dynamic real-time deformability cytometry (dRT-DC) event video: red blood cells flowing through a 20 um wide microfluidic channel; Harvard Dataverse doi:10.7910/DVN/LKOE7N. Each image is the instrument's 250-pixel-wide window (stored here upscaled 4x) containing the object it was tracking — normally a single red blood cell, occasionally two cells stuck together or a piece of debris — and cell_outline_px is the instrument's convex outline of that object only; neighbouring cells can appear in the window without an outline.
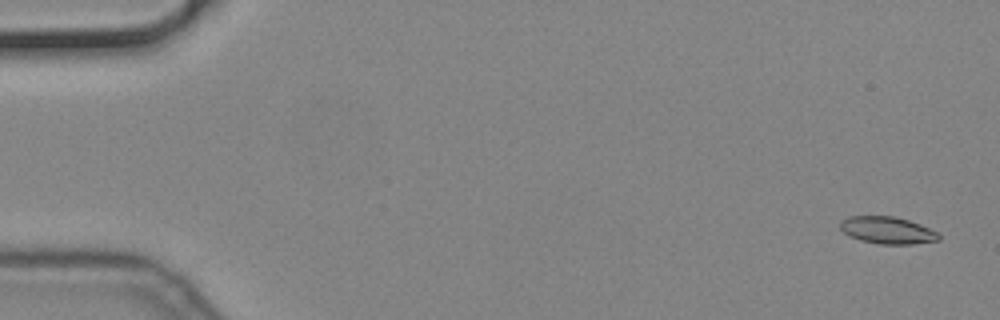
{"species": "common noctule bat (a hibernating species)", "species_latin": "Nyctalus noctula", "temperature_condition": "cold", "stored_images_in_passage": 57, "camera_frame_rate_fps": 3000, "um_per_image_px": 0.085, "animal": {"sex": "male", "body_mass_g": 19.2, "forearm_length_mm": 51.8}, "frame": {"image": 1, "passage_image": 3, "time_ms": 0.667, "image_size_px": [1000, 320], "cell_outline_px": [[940, 240], [912, 244], [880, 244], [860, 240], [848, 236], [840, 228], [840, 220], [848, 216], [892, 216], [908, 220], [920, 224], [936, 232], [940, 236]], "centroid_in_image_um": [75.39, 19.57], "position_along_channel_um": 9.6, "area_um2": 15.55}}
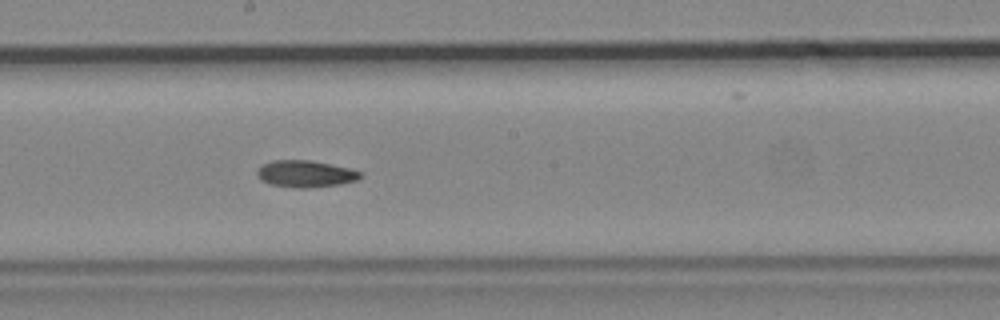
{"frame": {"image": 2, "passage_image": 32, "time_ms": 10.333, "image_size_px": [1000, 320], "cell_outline_px": [[364, 176], [356, 180], [340, 184], [304, 188], [292, 188], [272, 184], [260, 180], [256, 176], [256, 168], [272, 160], [312, 160], [352, 168], [360, 172]], "centroid_in_image_um": [25.95, 14.76], "position_along_channel_um": 222.2, "area_um2": 16.36}}
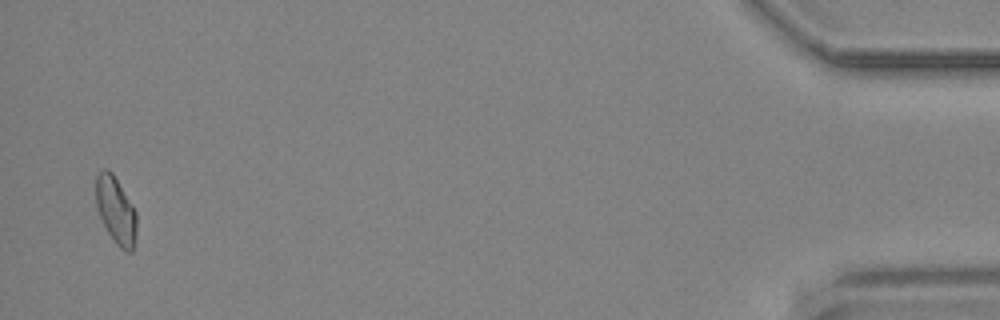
{"frame": {"image": 3, "passage_image": 56, "time_ms": 18.333, "image_size_px": [1000, 320], "cell_outline_px": [[136, 236], [132, 252], [128, 252], [120, 248], [116, 244], [108, 232], [100, 216], [96, 204], [96, 172], [100, 168], [108, 168], [112, 172], [132, 204], [136, 212]], "centroid_in_image_um": [9.84, 17.84], "position_along_channel_um": 425.4, "area_um2": 15.95}}